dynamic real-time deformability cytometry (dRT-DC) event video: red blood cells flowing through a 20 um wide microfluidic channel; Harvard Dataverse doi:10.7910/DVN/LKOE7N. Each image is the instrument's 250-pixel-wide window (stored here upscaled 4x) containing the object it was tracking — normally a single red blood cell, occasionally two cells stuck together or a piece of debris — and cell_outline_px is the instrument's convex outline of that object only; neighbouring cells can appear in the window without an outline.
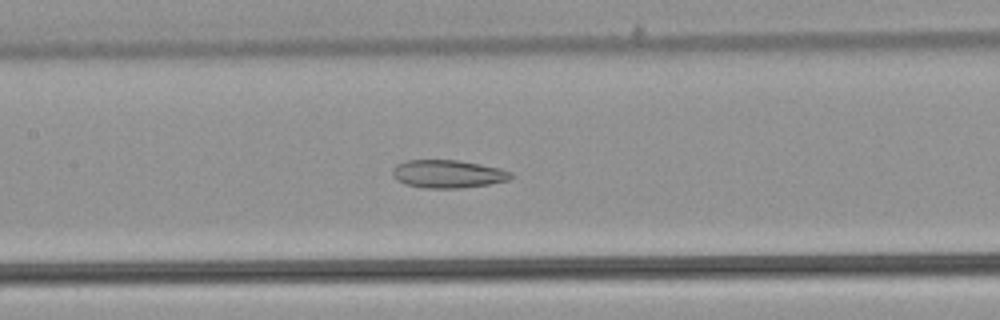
{"species": "common noctule bat (a hibernating species)", "species_latin": "Nyctalus noctula", "temperature_condition": "warm", "stored_images_in_passage": 53, "camera_frame_rate_fps": 3000, "um_per_image_px": 0.085, "animal": {"sex": "male", "body_mass_g": 21.5, "forearm_length_mm": 52.0}, "frame": {"image": 1, "passage_image": 26, "time_ms": 8.333, "image_size_px": [1000, 320], "cell_outline_px": [[512, 176], [508, 180], [488, 184], [460, 188], [424, 188], [404, 184], [396, 180], [392, 176], [392, 168], [396, 164], [404, 160], [456, 160], [480, 164], [500, 168], [512, 172]], "centroid_in_image_um": [38.01, 14.78], "position_along_channel_um": 169.4, "area_um2": 19.42}}
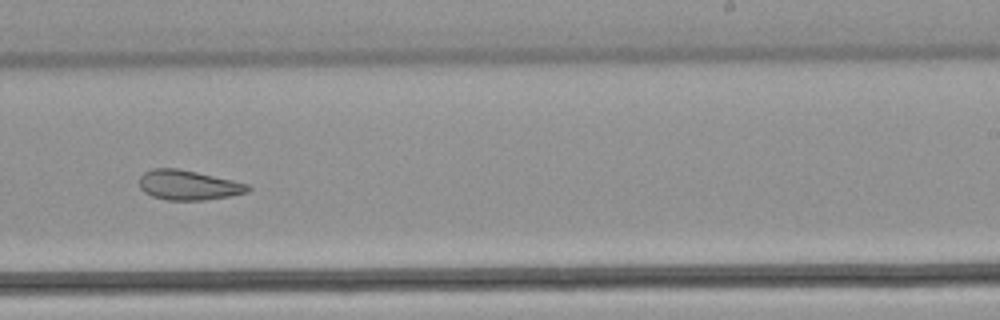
{"frame": {"image": 2, "passage_image": 34, "time_ms": 11.0, "image_size_px": [1000, 320], "cell_outline_px": [[252, 188], [248, 192], [228, 196], [204, 200], [168, 200], [152, 196], [144, 192], [140, 188], [140, 176], [144, 172], [152, 168], [176, 168], [196, 172], [232, 180], [248, 184]], "centroid_in_image_um": [15.99, 15.73], "position_along_channel_um": 273.0, "area_um2": 18.73}}
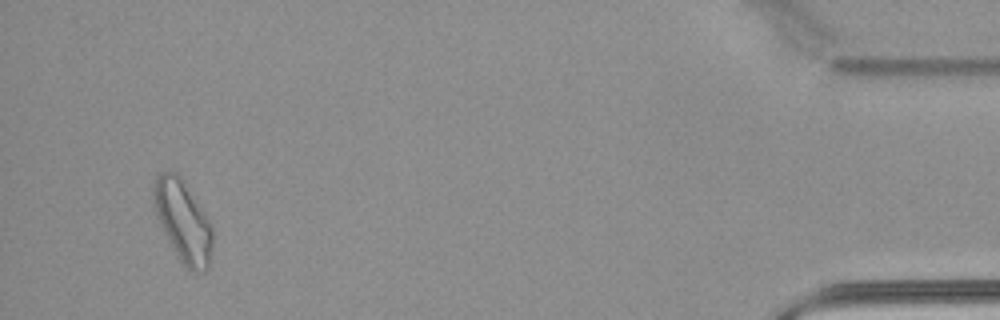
{"frame": {"image": 3, "passage_image": 51, "time_ms": 16.667, "image_size_px": [1000, 320], "cell_outline_px": [[212, 252], [208, 268], [204, 272], [188, 272], [180, 260], [168, 240], [156, 216], [152, 204], [152, 184], [156, 176], [160, 172], [176, 172], [180, 176], [208, 220], [212, 228]], "centroid_in_image_um": [15.52, 18.83], "position_along_channel_um": 419.7, "area_um2": 27.98}, "authors_computed_cell_mechanics": {"area_um2": 23.5824, "velocity_mm_per_s": 3.9071, "shape_relaxation_time_tau1_ms": null, "shape_relaxation_time_tau2_ms": 2.8717, "deformation_change_tau1": null, "deformation_change_tau2": 0.1017}}